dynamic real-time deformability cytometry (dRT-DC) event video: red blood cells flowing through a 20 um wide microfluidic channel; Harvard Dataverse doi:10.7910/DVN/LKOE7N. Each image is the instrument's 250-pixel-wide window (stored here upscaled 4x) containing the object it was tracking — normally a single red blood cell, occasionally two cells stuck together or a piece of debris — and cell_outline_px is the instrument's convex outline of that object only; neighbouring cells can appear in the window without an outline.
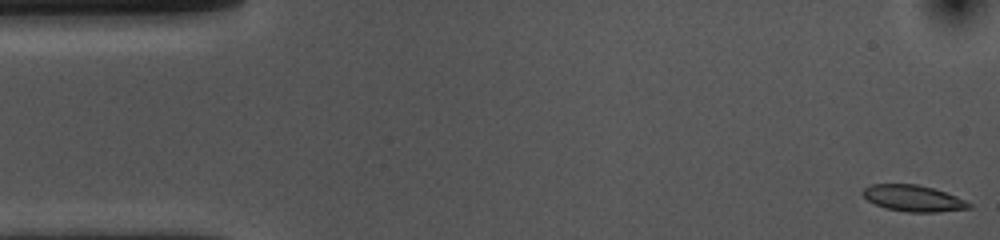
{"species": "common noctule bat (a hibernating species)", "species_latin": "Nyctalus noctula", "temperature_condition": "cold", "stored_images_in_passage": 55, "camera_frame_rate_fps": 3000, "um_per_image_px": 0.085, "animal": {"sex": "female", "body_mass_g": 10.0, "forearm_length_mm": 53.1}, "frame": {"image": 1, "passage_image": 1, "time_ms": 0.0, "image_size_px": [1000, 240], "cell_outline_px": [[972, 208], [940, 212], [908, 212], [884, 208], [868, 200], [860, 192], [864, 188], [872, 184], [916, 184], [932, 188], [956, 196], [972, 204]], "centroid_in_image_um": [77.62, 16.86], "position_along_channel_um": 7.4, "area_um2": 16.24}}
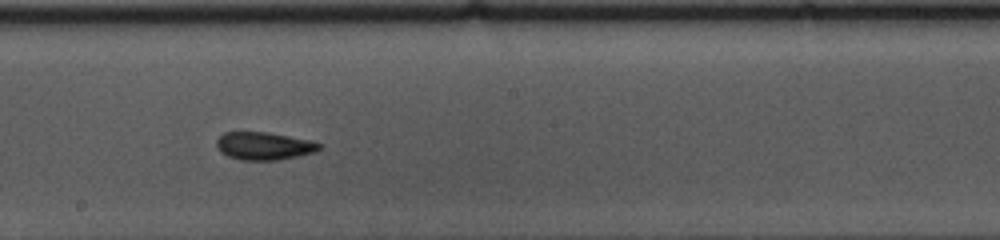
{"frame": {"image": 2, "passage_image": 29, "time_ms": 9.333, "image_size_px": [1000, 240], "cell_outline_px": [[324, 148], [316, 152], [276, 160], [240, 160], [228, 156], [220, 152], [216, 148], [216, 140], [224, 132], [264, 132], [288, 136], [308, 140], [324, 144]], "centroid_in_image_um": [22.44, 12.41], "position_along_channel_um": 225.8, "area_um2": 16.7}}
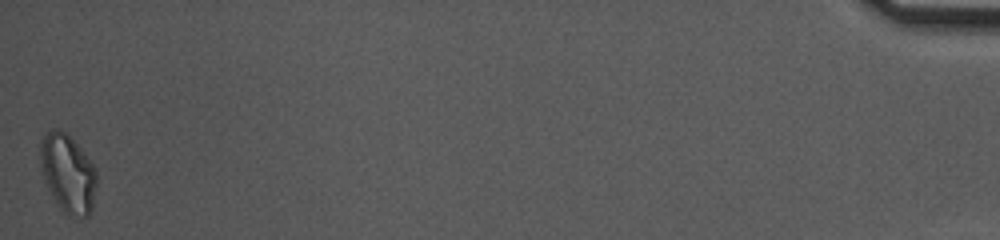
{"frame": {"image": 3, "passage_image": 55, "time_ms": 18.0, "image_size_px": [1000, 240], "cell_outline_px": [[96, 184], [92, 208], [88, 216], [68, 216], [60, 208], [52, 196], [44, 180], [40, 164], [40, 140], [52, 128], [56, 128], [64, 132], [80, 148], [96, 168]], "centroid_in_image_um": [5.76, 14.74], "position_along_channel_um": 429.4, "area_um2": 25.49}, "authors_computed_cell_mechanics": {"area_um2": 16.9932, "velocity_mm_per_s": 3.5367, "shape_relaxation_time_tau1_ms": 5.5497, "shape_relaxation_time_tau2_ms": 4.5256, "deformation_change_tau1": 0.1269, "deformation_change_tau2": 0.0864}}